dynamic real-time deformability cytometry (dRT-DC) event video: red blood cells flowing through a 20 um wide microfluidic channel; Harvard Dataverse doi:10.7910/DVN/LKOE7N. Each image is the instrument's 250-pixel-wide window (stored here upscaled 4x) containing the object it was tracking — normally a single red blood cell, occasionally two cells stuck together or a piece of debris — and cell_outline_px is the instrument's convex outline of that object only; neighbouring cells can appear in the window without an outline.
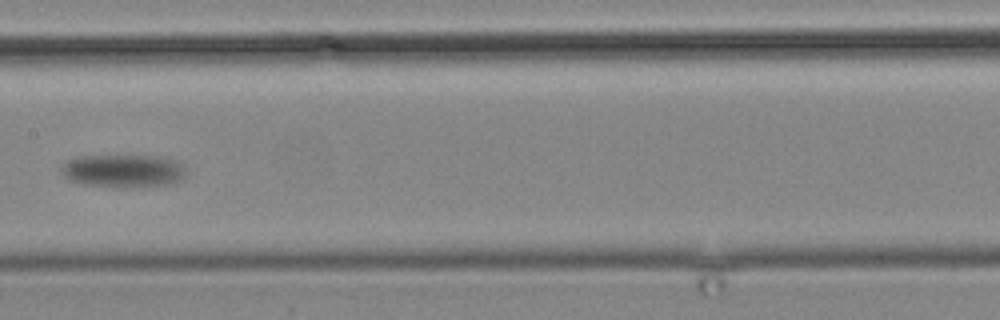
{"species": "common noctule bat (a hibernating species)", "species_latin": "Nyctalus noctula", "temperature_condition": "cold", "stored_images_in_passage": 10, "camera_frame_rate_fps": 3000, "um_per_image_px": 0.085, "animal": {"sex": "male", "body_mass_g": 19.2, "forearm_length_mm": 51.8}, "frame": {"image": 1, "passage_image": 9, "time_ms": 11.333, "image_size_px": [1000, 320], "cell_outline_px": [[184, 176], [180, 180], [168, 184], [80, 184], [68, 180], [60, 172], [60, 168], [68, 160], [80, 156], [160, 156], [176, 160], [184, 172]], "centroid_in_image_um": [10.39, 14.46], "position_along_channel_um": 197.0, "area_um2": 22.66}}